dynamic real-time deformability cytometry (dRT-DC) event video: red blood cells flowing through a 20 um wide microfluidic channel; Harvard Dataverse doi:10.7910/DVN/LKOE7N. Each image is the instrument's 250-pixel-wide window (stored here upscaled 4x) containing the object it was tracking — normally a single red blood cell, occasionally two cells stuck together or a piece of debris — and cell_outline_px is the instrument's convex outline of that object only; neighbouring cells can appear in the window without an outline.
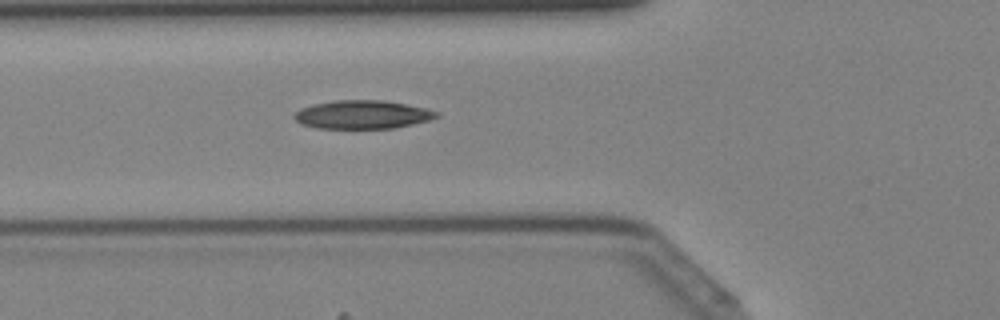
{"species": "Egyptian fruit bat (a non-hibernating species)", "species_latin": "Rousettus aegyptiacus", "temperature_condition": "cold", "stored_images_in_passage": 31, "camera_frame_rate_fps": 3000, "um_per_image_px": 0.085, "animal": {"sex": "female"}, "frame": {"image": 1, "passage_image": 4, "time_ms": 1.0, "image_size_px": [1000, 320], "cell_outline_px": [[440, 116], [428, 120], [396, 128], [320, 128], [300, 124], [292, 116], [300, 108], [316, 104], [336, 100], [384, 100], [424, 108], [440, 112]], "centroid_in_image_um": [30.81, 9.74], "position_along_channel_um": 95.0, "area_um2": 23.41}}
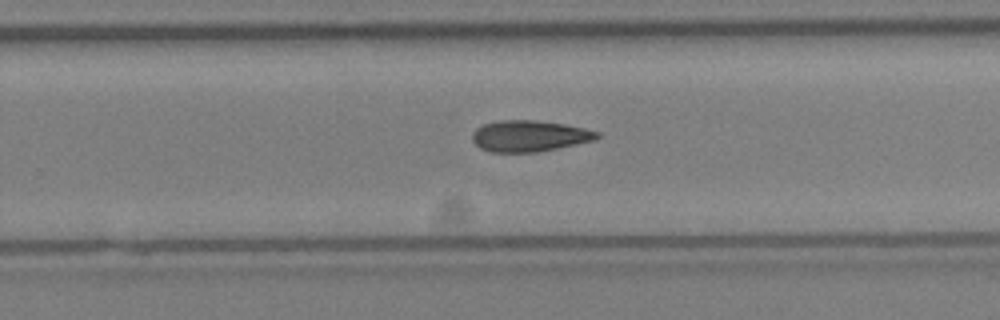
{"frame": {"image": 2, "passage_image": 16, "time_ms": 5.0, "image_size_px": [1000, 320], "cell_outline_px": [[600, 136], [592, 140], [556, 148], [536, 152], [492, 152], [480, 148], [472, 140], [472, 132], [476, 128], [484, 124], [500, 120], [536, 120], [564, 124], [584, 128], [600, 132]], "centroid_in_image_um": [44.96, 11.55], "position_along_channel_um": 284.8, "area_um2": 22.48}}
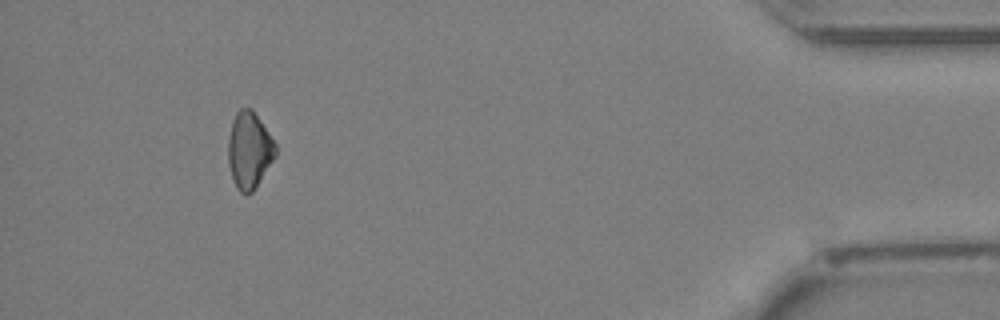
{"frame": {"image": 3, "passage_image": 28, "time_ms": 9.0, "image_size_px": [1000, 320], "cell_outline_px": [[276, 156], [252, 192], [248, 196], [244, 196], [236, 188], [232, 180], [228, 164], [228, 140], [232, 120], [236, 112], [240, 108], [252, 108], [276, 144]], "centroid_in_image_um": [21.16, 12.79], "position_along_channel_um": 414.0, "area_um2": 21.33}}